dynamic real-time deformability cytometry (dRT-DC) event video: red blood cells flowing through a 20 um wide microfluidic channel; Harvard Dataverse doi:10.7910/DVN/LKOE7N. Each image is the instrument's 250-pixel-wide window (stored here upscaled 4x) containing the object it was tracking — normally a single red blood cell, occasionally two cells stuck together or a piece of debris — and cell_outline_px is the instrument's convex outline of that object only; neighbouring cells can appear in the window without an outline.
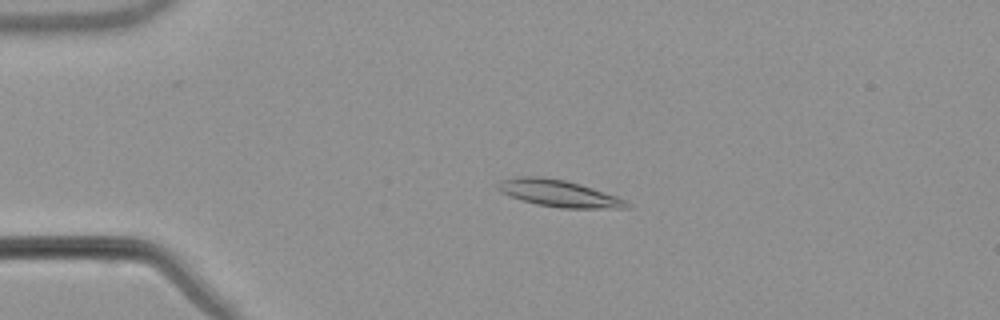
{"species": "common noctule bat (a hibernating species)", "species_latin": "Nyctalus noctula", "temperature_condition": "warm", "stored_images_in_passage": 55, "camera_frame_rate_fps": 3000, "um_per_image_px": 0.085, "animal": {"sex": "male", "body_mass_g": 21.5, "forearm_length_mm": 52.0}, "frame": {"image": 1, "passage_image": 13, "time_ms": 4.0, "image_size_px": [1000, 320], "cell_outline_px": [[632, 208], [560, 208], [536, 204], [500, 192], [496, 188], [496, 184], [500, 180], [520, 176], [536, 176], [564, 180], [580, 184], [628, 200]], "centroid_in_image_um": [47.51, 16.44], "position_along_channel_um": 37.5, "area_um2": 20.06}}
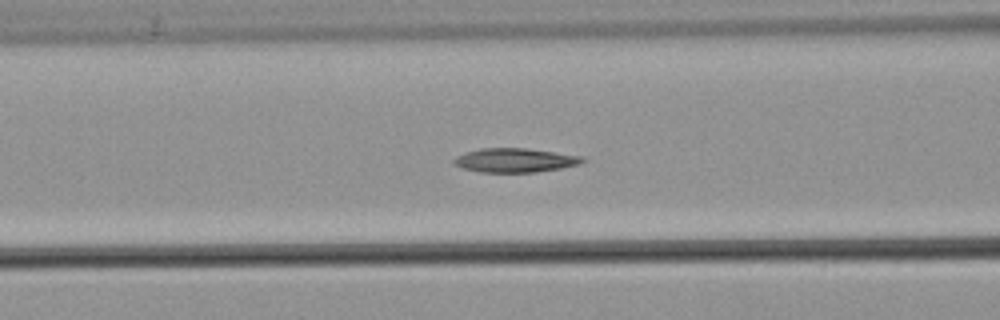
{"frame": {"image": 2, "passage_image": 23, "time_ms": 7.333, "image_size_px": [1000, 320], "cell_outline_px": [[588, 160], [580, 164], [560, 168], [536, 172], [480, 172], [464, 168], [456, 164], [452, 160], [456, 156], [480, 148], [524, 148], [584, 156]], "centroid_in_image_um": [43.83, 13.62], "position_along_channel_um": 122.8, "area_um2": 17.92}}
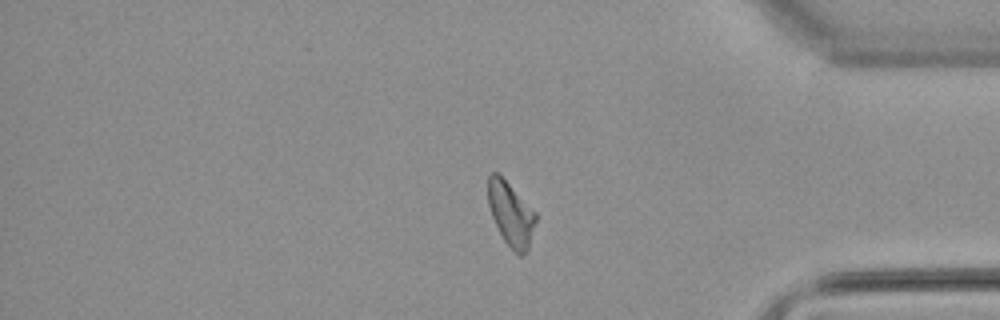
{"frame": {"image": 3, "passage_image": 46, "time_ms": 15.0, "image_size_px": [1000, 320], "cell_outline_px": [[536, 220], [528, 252], [524, 256], [520, 256], [504, 240], [492, 216], [488, 204], [488, 176], [492, 172], [496, 172], [536, 212]], "centroid_in_image_um": [43.43, 18.22], "position_along_channel_um": 391.8, "area_um2": 17.4}, "authors_computed_cell_mechanics": {"area_um2": 18.3804, "velocity_mm_per_s": 3.791, "shape_relaxation_time_tau1_ms": null, "shape_relaxation_time_tau2_ms": 4.9353, "deformation_change_tau1": null, "deformation_change_tau2": 0.1042}}